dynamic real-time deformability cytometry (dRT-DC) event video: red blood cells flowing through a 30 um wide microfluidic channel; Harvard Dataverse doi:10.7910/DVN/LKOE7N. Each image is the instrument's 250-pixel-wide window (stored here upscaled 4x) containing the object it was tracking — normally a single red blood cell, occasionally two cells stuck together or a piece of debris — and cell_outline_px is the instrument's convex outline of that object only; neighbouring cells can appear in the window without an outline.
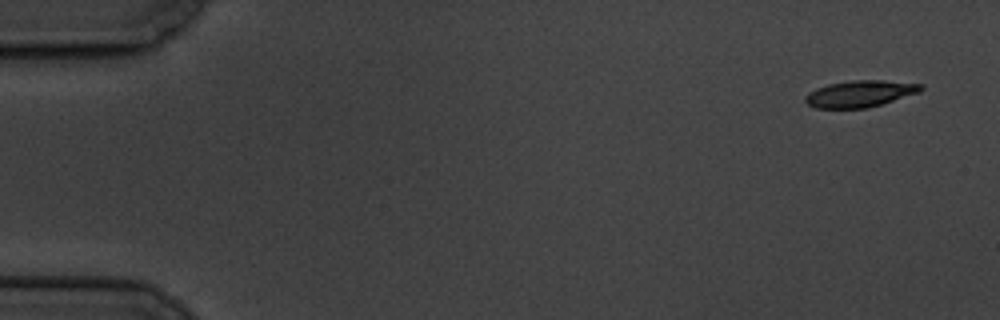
{"species": "common noctule bat (a hibernating species)", "species_latin": "Nyctalus noctula", "temperature_condition": "cold", "stored_images_in_passage": 6, "camera_frame_rate_fps": 3000, "um_per_image_px": 0.085, "animal": {"sex": "male", "body_mass_g": 19.5, "forearm_length_mm": 54.6}, "frame": {"image": 1, "passage_image": 1, "time_ms": 0.0, "image_size_px": [1000, 320], "cell_outline_px": [[924, 88], [920, 92], [868, 108], [816, 108], [808, 104], [804, 100], [804, 96], [808, 92], [816, 88], [828, 84], [852, 80], [884, 80], [924, 84]], "centroid_in_image_um": [73.1, 7.96], "position_along_channel_um": 11.9, "area_um2": 18.03}}
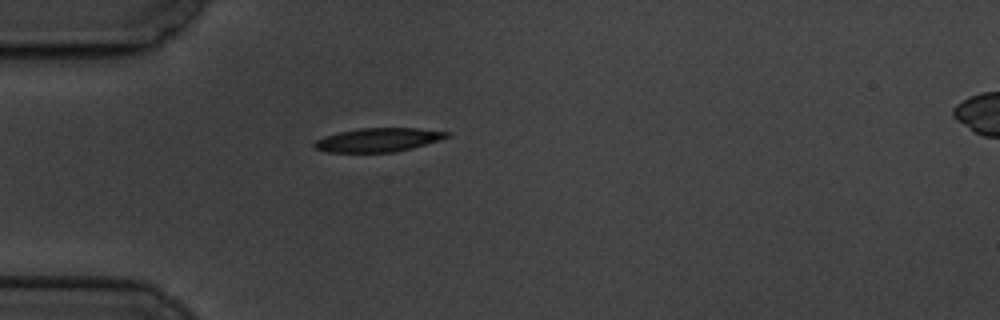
{"frame": {"image": 2, "passage_image": 5, "time_ms": 4.667, "image_size_px": [1000, 320], "cell_outline_px": [[452, 136], [412, 148], [396, 152], [328, 152], [316, 148], [312, 144], [316, 140], [324, 136], [340, 132], [360, 128], [416, 128], [452, 132]], "centroid_in_image_um": [32.19, 11.88], "position_along_channel_um": 52.8, "area_um2": 18.32}}